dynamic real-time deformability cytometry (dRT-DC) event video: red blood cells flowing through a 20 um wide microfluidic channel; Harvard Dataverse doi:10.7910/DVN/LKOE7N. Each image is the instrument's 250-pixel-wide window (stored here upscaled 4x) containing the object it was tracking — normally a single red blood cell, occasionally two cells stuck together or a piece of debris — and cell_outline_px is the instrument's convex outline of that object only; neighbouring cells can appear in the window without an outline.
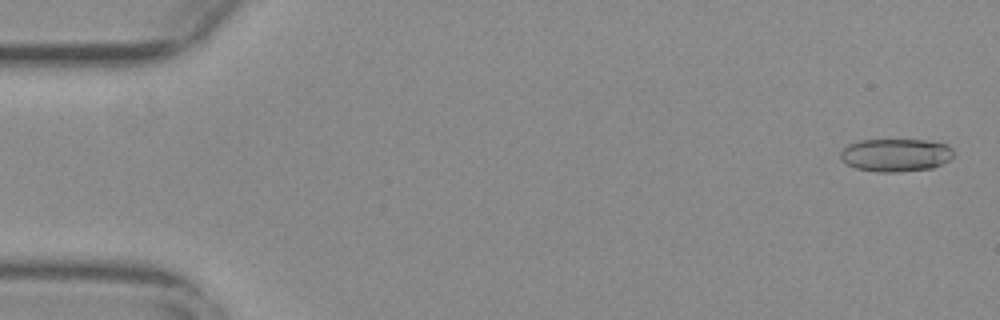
{"species": "common noctule bat (a hibernating species)", "species_latin": "Nyctalus noctula", "temperature_condition": "warm", "stored_images_in_passage": 26, "camera_frame_rate_fps": 3000, "um_per_image_px": 0.085, "animal": {"sex": "female", "body_mass_g": 29.2, "forearm_length_mm": 56.3}, "frame": {"image": 1, "passage_image": 2, "time_ms": 0.333, "image_size_px": [1000, 320], "cell_outline_px": [[952, 156], [948, 160], [932, 168], [896, 172], [880, 172], [856, 168], [840, 160], [840, 152], [848, 144], [860, 140], [924, 140], [948, 144], [952, 148]], "centroid_in_image_um": [76.11, 13.17], "position_along_channel_um": 8.9, "area_um2": 21.62}}
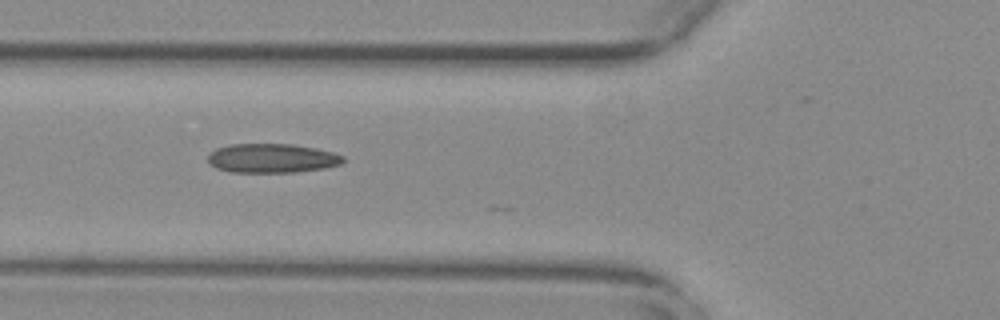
{"frame": {"image": 2, "passage_image": 21, "time_ms": 6.667, "image_size_px": [1000, 320], "cell_outline_px": [[344, 160], [340, 164], [324, 168], [296, 172], [228, 172], [216, 168], [208, 164], [208, 156], [216, 148], [228, 144], [292, 144], [316, 148], [332, 152], [344, 156]], "centroid_in_image_um": [23.09, 13.45], "position_along_channel_um": 102.7, "area_um2": 23.06}}
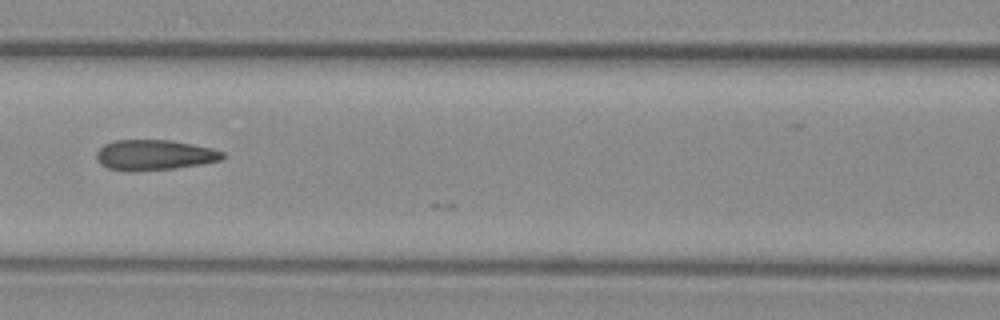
{"frame": {"image": 3, "passage_image": 25, "time_ms": 8.0, "image_size_px": [1000, 320], "cell_outline_px": [[224, 156], [220, 160], [200, 164], [176, 168], [108, 168], [100, 164], [96, 160], [96, 152], [104, 144], [112, 140], [172, 140], [212, 148], [224, 152]], "centroid_in_image_um": [13.14, 13.12], "position_along_channel_um": 153.5, "area_um2": 21.5}}